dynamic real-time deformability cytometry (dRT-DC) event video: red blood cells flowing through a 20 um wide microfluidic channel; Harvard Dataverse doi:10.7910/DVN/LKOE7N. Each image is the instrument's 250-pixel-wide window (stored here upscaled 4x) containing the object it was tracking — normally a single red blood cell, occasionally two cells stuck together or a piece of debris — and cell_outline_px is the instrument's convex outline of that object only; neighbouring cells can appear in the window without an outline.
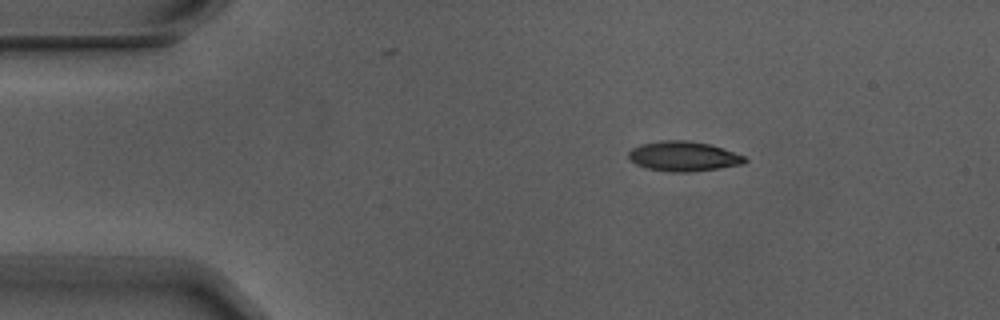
{"species": "Egyptian fruit bat (a non-hibernating species)", "species_latin": "Rousettus aegyptiacus", "temperature_condition": "warm", "stored_images_in_passage": 2, "camera_frame_rate_fps": 3000, "um_per_image_px": 0.085, "animal": {"sex": "male"}, "frame": {"image": 1, "passage_image": 1, "time_ms": 0.0, "image_size_px": [1000, 320], "cell_outline_px": [[748, 160], [744, 164], [720, 168], [688, 172], [668, 172], [648, 168], [636, 164], [628, 156], [628, 152], [632, 148], [640, 144], [664, 140], [688, 140], [708, 144], [744, 156]], "centroid_in_image_um": [58.08, 13.29], "position_along_channel_um": 26.9, "area_um2": 20.06}}